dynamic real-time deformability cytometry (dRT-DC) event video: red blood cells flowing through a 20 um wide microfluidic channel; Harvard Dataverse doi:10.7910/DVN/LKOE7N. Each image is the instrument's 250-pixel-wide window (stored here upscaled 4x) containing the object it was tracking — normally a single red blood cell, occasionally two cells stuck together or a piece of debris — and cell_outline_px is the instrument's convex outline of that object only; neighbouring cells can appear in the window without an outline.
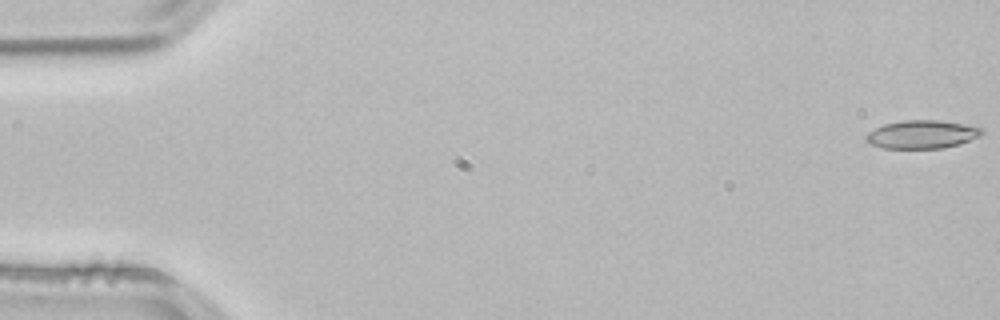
{"species": "common noctule bat (a hibernating species)", "species_latin": "Nyctalus noctula", "temperature_condition": "room temperature", "stored_images_in_passage": 53, "camera_frame_rate_fps": 3000, "um_per_image_px": 0.085, "animal": {"sex": "male", "body_mass_g": 21.5, "forearm_length_mm": 52.0}, "frame": {"image": 1, "passage_image": 1, "time_ms": 0.0, "image_size_px": [1000, 320], "cell_outline_px": [[984, 132], [980, 136], [960, 144], [944, 148], [884, 148], [872, 144], [864, 140], [864, 136], [868, 132], [884, 124], [900, 120], [940, 120], [964, 124], [984, 128]], "centroid_in_image_um": [78.38, 11.41], "position_along_channel_um": 6.6, "area_um2": 19.19}}
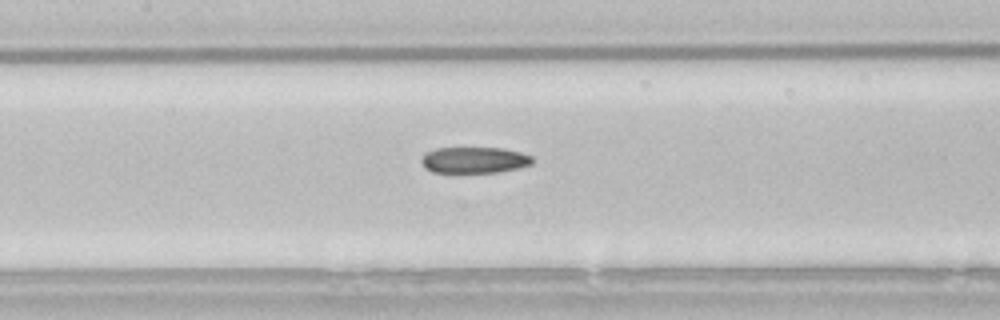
{"frame": {"image": 2, "passage_image": 25, "time_ms": 8.0, "image_size_px": [1000, 320], "cell_outline_px": [[532, 164], [520, 168], [496, 172], [432, 172], [424, 168], [420, 160], [428, 152], [436, 148], [504, 148], [520, 152], [532, 156]], "centroid_in_image_um": [40.33, 13.6], "position_along_channel_um": 167.1, "area_um2": 16.88}}
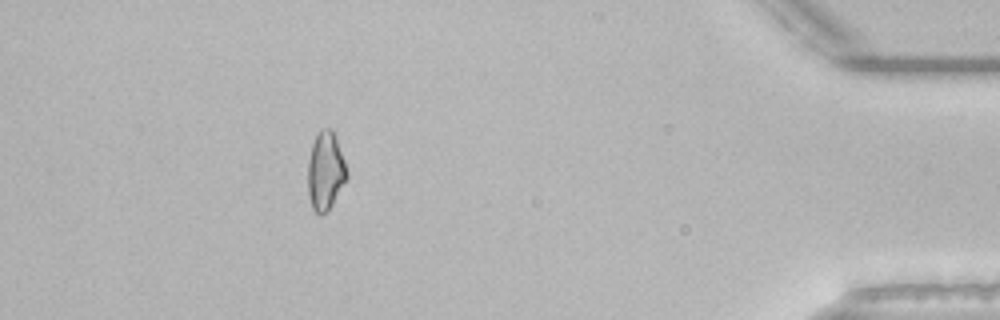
{"frame": {"image": 3, "passage_image": 48, "time_ms": 15.667, "image_size_px": [1000, 320], "cell_outline_px": [[348, 176], [328, 212], [316, 212], [312, 208], [308, 196], [308, 160], [312, 144], [320, 128], [332, 128], [336, 136], [348, 172]], "centroid_in_image_um": [27.66, 14.51], "position_along_channel_um": 407.5, "area_um2": 17.8}}